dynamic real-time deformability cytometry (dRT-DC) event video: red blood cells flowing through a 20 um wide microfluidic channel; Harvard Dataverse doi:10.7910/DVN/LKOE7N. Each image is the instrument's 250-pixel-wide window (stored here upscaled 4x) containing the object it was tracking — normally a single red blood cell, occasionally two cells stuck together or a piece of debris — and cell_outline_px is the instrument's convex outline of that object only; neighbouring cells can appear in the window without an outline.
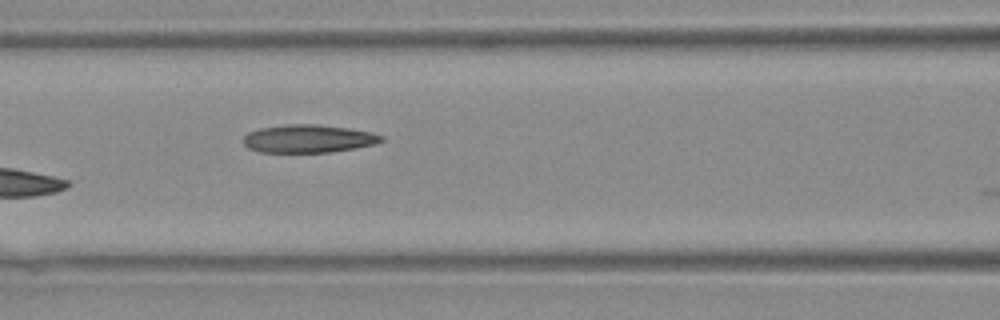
{"species": "Egyptian fruit bat (a non-hibernating species)", "species_latin": "Rousettus aegyptiacus", "temperature_condition": "warm", "stored_images_in_passage": 5, "camera_frame_rate_fps": 3000, "um_per_image_px": 0.085, "animal": {"sex": "female"}, "frame": {"image": 1, "passage_image": 4, "time_ms": 1.0, "image_size_px": [1000, 320], "cell_outline_px": [[384, 140], [376, 144], [356, 148], [328, 152], [260, 152], [248, 148], [244, 144], [244, 136], [248, 132], [260, 128], [288, 124], [316, 124], [348, 128], [372, 132], [384, 136]], "centroid_in_image_um": [26.23, 11.78], "position_along_channel_um": 140.4, "area_um2": 22.54}}